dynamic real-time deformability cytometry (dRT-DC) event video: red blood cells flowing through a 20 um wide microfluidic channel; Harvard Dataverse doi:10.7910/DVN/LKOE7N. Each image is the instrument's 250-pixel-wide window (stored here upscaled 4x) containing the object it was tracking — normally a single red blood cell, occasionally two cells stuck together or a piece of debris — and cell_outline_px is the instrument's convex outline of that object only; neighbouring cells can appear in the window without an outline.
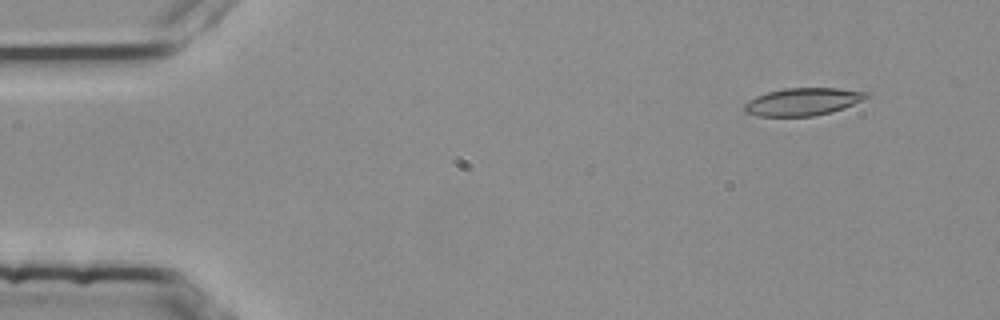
{"species": "common noctule bat (a hibernating species)", "species_latin": "Nyctalus noctula", "temperature_condition": "room temperature", "stored_images_in_passage": 6, "camera_frame_rate_fps": 3000, "um_per_image_px": 0.085, "animal": {"sex": "female", "body_mass_g": 25.1}, "frame": {"image": 1, "passage_image": 2, "time_ms": 0.333, "image_size_px": [1000, 320], "cell_outline_px": [[872, 96], [844, 108], [832, 112], [812, 116], [760, 116], [744, 112], [744, 104], [756, 96], [768, 92], [784, 88], [840, 88], [872, 92]], "centroid_in_image_um": [68.31, 8.63], "position_along_channel_um": 16.7, "area_um2": 19.77}}
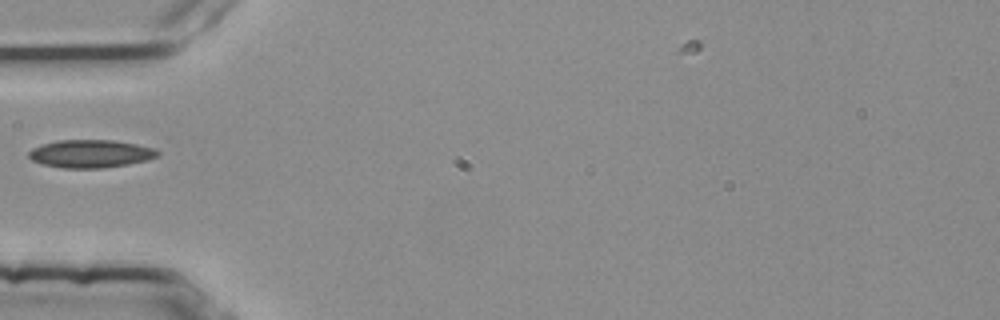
{"frame": {"image": 2, "passage_image": 5, "time_ms": 1.333, "image_size_px": [1000, 320], "cell_outline_px": [[160, 156], [148, 160], [128, 164], [104, 168], [64, 168], [44, 164], [32, 160], [28, 156], [28, 152], [32, 148], [56, 140], [112, 140], [136, 144], [156, 148], [160, 152]], "centroid_in_image_um": [7.75, 13.06], "position_along_channel_um": 77.3, "area_um2": 21.04}}